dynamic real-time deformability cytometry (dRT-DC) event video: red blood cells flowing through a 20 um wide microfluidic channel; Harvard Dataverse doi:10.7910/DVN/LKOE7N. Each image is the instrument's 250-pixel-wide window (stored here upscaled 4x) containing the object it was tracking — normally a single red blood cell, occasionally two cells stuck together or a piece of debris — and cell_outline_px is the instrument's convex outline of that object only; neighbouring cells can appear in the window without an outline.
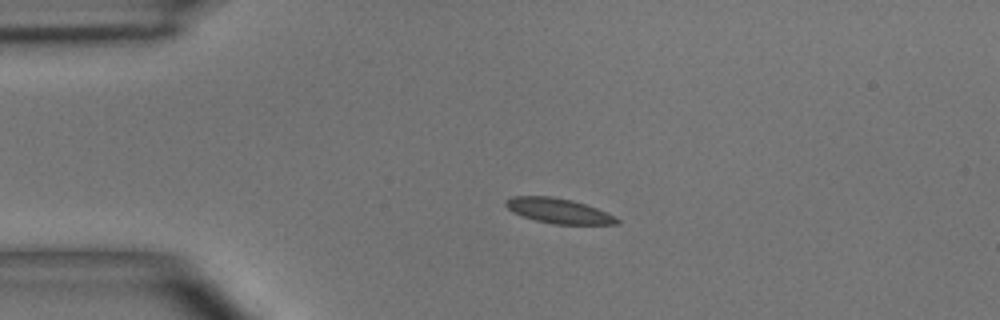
{"species": "common noctule bat (a hibernating species)", "species_latin": "Nyctalus noctula", "temperature_condition": "room temperature", "stored_images_in_passage": 3, "camera_frame_rate_fps": 3000, "um_per_image_px": 0.085, "animal": {"sex": "male", "body_mass_g": 15.6}, "frame": {"image": 1, "passage_image": 2, "time_ms": 2.667, "image_size_px": [1000, 320], "cell_outline_px": [[620, 224], [552, 224], [536, 220], [512, 212], [504, 204], [504, 200], [512, 196], [552, 196], [572, 200], [596, 208], [620, 220]], "centroid_in_image_um": [47.42, 17.91], "position_along_channel_um": 37.6, "area_um2": 16.01}}